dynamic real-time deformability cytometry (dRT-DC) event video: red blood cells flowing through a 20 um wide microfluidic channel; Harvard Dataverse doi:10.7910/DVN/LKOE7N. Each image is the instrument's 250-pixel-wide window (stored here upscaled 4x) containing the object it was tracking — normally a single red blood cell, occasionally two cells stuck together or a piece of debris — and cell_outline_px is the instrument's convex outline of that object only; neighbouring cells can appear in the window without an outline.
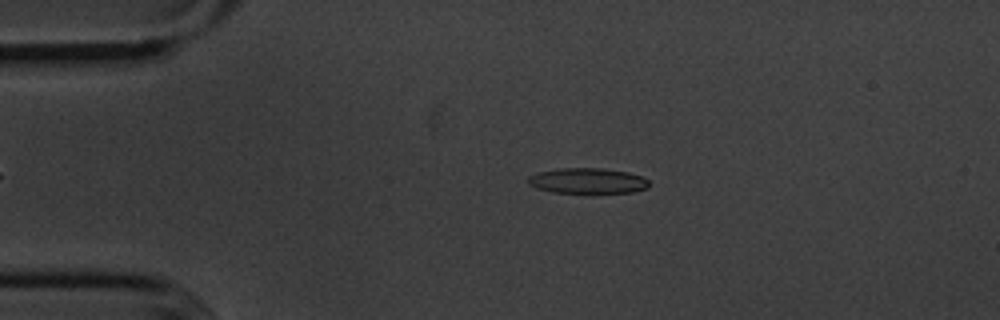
{"species": "common noctule bat (a hibernating species)", "species_latin": "Nyctalus noctula", "temperature_condition": "cold", "stored_images_in_passage": 50, "camera_frame_rate_fps": 3000, "um_per_image_px": 0.085, "animal": {"sex": "male", "body_mass_g": 20.1, "forearm_length_mm": 53.5}, "frame": {"image": 1, "passage_image": 6, "time_ms": 1.667, "image_size_px": [1000, 320], "cell_outline_px": [[648, 188], [632, 192], [552, 192], [536, 188], [528, 184], [528, 176], [536, 172], [560, 168], [600, 168], [628, 172], [640, 176], [648, 180]], "centroid_in_image_um": [49.9, 15.36], "position_along_channel_um": 35.1, "area_um2": 17.8}}
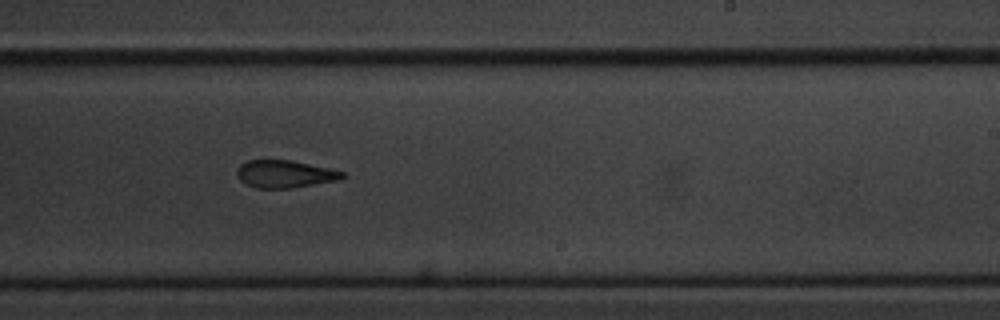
{"frame": {"image": 2, "passage_image": 28, "time_ms": 9.0, "image_size_px": [1000, 320], "cell_outline_px": [[344, 176], [340, 180], [288, 188], [256, 188], [240, 180], [236, 176], [236, 168], [240, 164], [248, 160], [292, 160], [328, 168], [344, 172]], "centroid_in_image_um": [24.17, 14.78], "position_along_channel_um": 264.8, "area_um2": 16.82}}
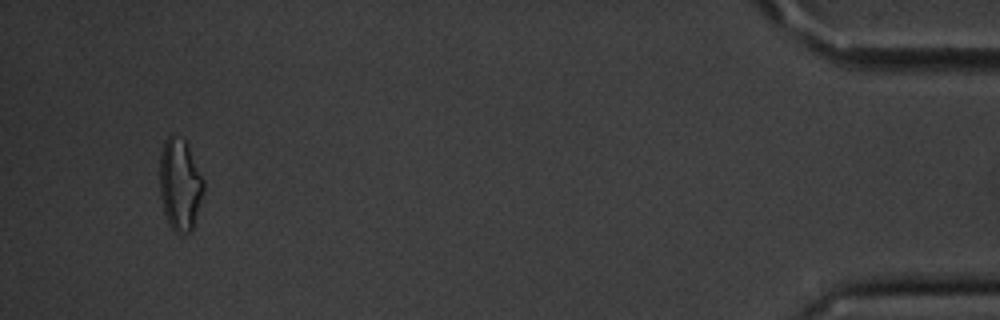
{"frame": {"image": 3, "passage_image": 47, "time_ms": 15.333, "image_size_px": [1000, 320], "cell_outline_px": [[204, 192], [192, 228], [188, 232], [180, 236], [168, 224], [164, 212], [160, 196], [160, 152], [164, 140], [172, 132], [184, 140], [204, 180]], "centroid_in_image_um": [15.27, 15.69], "position_along_channel_um": 419.9, "area_um2": 23.52}, "authors_computed_cell_mechanics": {"area_um2": 18.2937, "velocity_mm_per_s": 3.6276, "shape_relaxation_time_tau1_ms": 4.8736, "shape_relaxation_time_tau2_ms": 5.4467, "deformation_change_tau1": 0.152, "deformation_change_tau2": 0.135}}